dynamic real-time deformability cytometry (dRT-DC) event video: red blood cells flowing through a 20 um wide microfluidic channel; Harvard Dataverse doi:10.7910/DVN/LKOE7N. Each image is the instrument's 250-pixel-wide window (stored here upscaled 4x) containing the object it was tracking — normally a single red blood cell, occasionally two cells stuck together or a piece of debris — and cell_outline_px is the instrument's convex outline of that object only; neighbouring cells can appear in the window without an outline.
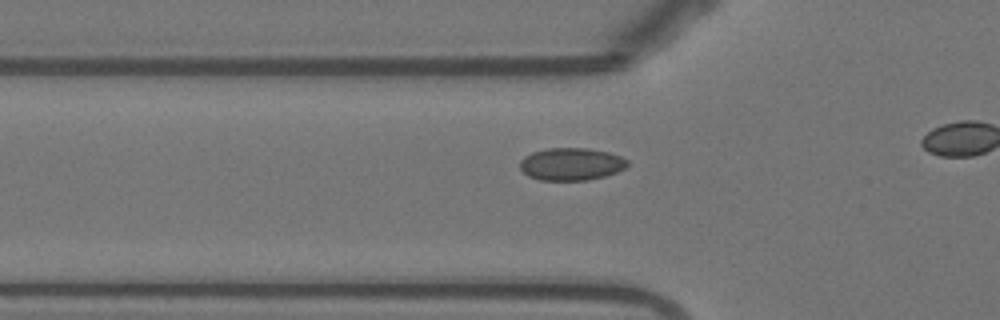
{"species": "Egyptian fruit bat (a non-hibernating species)", "species_latin": "Rousettus aegyptiacus", "temperature_condition": "warm", "stored_images_in_passage": 17, "camera_frame_rate_fps": 3000, "um_per_image_px": 0.085, "animal": {"sex": "female"}, "frame": {"image": 1, "passage_image": 12, "time_ms": 3.667, "image_size_px": [1000, 320], "cell_outline_px": [[628, 164], [624, 168], [616, 172], [604, 176], [588, 180], [540, 180], [528, 176], [520, 168], [520, 160], [524, 156], [532, 152], [548, 148], [584, 148], [608, 152], [620, 156], [628, 160]], "centroid_in_image_um": [48.53, 13.94], "position_along_channel_um": 77.3, "area_um2": 20.29}}
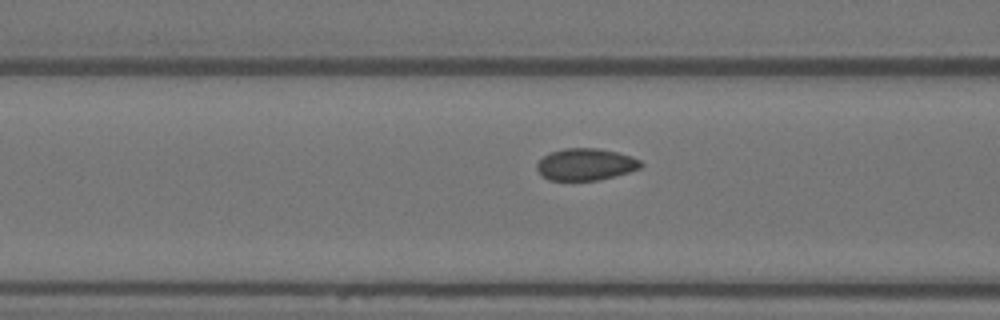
{"frame": {"image": 2, "passage_image": 15, "time_ms": 4.667, "image_size_px": [1000, 320], "cell_outline_px": [[644, 164], [640, 168], [628, 172], [596, 180], [548, 180], [540, 176], [536, 168], [536, 164], [548, 152], [564, 148], [596, 148], [616, 152], [632, 156], [640, 160]], "centroid_in_image_um": [49.74, 13.97], "position_along_channel_um": 116.9, "area_um2": 19.36}}